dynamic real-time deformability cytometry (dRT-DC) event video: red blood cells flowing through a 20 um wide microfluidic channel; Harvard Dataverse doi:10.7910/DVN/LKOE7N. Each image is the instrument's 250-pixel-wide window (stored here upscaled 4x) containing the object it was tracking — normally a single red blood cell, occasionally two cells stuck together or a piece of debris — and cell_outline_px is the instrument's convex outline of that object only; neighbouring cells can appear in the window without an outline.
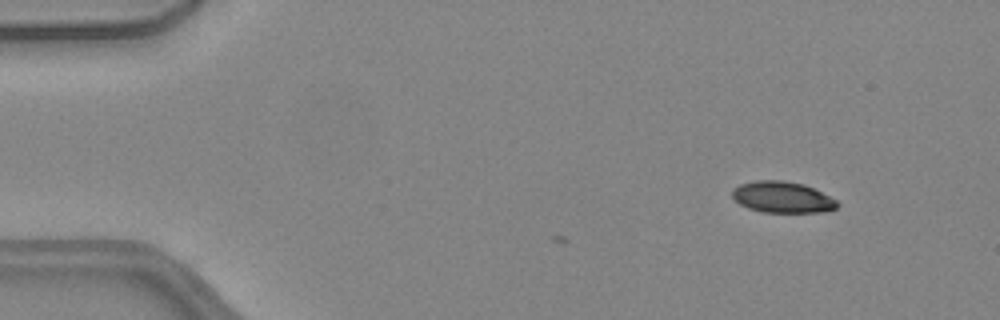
{"species": "common noctule bat (a hibernating species)", "species_latin": "Nyctalus noctula", "temperature_condition": "warm", "stored_images_in_passage": 7, "camera_frame_rate_fps": 3000, "um_per_image_px": 0.085, "animal": {"sex": "female", "body_mass_g": 24.6, "forearm_length_mm": 56.2}, "frame": {"image": 1, "passage_image": 7, "time_ms": 2.0, "image_size_px": [1000, 320], "cell_outline_px": [[840, 204], [836, 208], [824, 212], [764, 212], [748, 208], [740, 204], [732, 196], [732, 188], [740, 184], [756, 180], [784, 180], [804, 184], [836, 200]], "centroid_in_image_um": [66.48, 16.75], "position_along_channel_um": 18.5, "area_um2": 19.07}}